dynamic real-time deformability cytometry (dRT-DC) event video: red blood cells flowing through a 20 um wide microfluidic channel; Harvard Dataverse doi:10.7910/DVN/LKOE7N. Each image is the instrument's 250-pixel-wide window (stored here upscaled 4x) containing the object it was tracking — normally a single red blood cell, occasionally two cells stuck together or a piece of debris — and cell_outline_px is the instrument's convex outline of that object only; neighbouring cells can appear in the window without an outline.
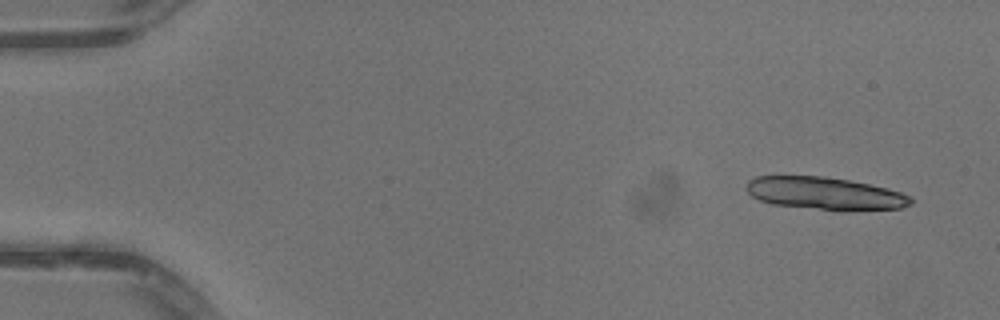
{"species": "common noctule bat (a hibernating species)", "species_latin": "Nyctalus noctula", "temperature_condition": "warm", "stored_images_in_passage": 16, "camera_frame_rate_fps": 3000, "um_per_image_px": 0.085, "animal": {"sex": "male", "body_mass_g": 13.3}, "frame": {"image": 1, "passage_image": 3, "time_ms": 0.667, "image_size_px": [1000, 320], "cell_outline_px": [[892, 192], [888, 208], [828, 208], [800, 204], [844, 184], [860, 184]], "centroid_in_image_um": [72.45, 16.81], "position_along_channel_um": 12.5, "area_um2": 11.21}}